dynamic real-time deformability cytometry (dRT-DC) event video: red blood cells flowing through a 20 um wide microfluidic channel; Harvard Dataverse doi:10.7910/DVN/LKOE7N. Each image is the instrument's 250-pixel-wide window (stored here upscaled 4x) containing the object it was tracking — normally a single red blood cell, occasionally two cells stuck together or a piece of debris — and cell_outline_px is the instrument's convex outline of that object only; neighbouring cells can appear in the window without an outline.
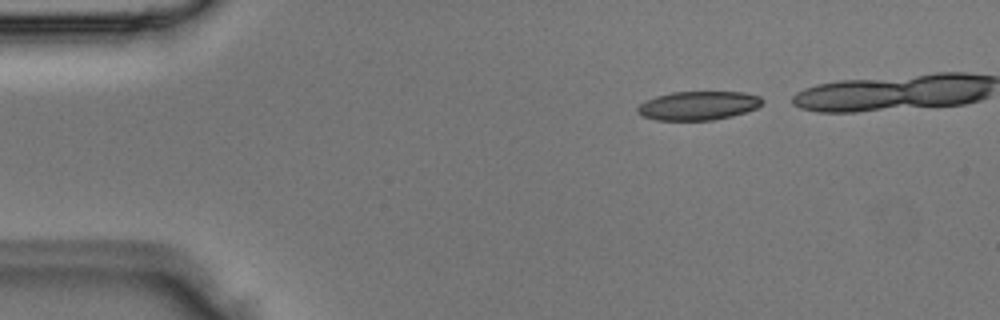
{"species": "Egyptian fruit bat (a non-hibernating species)", "species_latin": "Rousettus aegyptiacus", "temperature_condition": "room temperature", "stored_images_in_passage": 3, "camera_frame_rate_fps": 3000, "um_per_image_px": 0.085, "animal": {"sex": "male"}, "frame": {"image": 1, "passage_image": 1, "time_ms": 0.0, "image_size_px": [1000, 320], "cell_outline_px": [[764, 100], [756, 108], [732, 116], [712, 120], [656, 120], [640, 116], [636, 112], [636, 108], [640, 104], [656, 96], [672, 92], [744, 92], [760, 96]], "centroid_in_image_um": [59.32, 8.98], "position_along_channel_um": 25.7, "area_um2": 20.92}}